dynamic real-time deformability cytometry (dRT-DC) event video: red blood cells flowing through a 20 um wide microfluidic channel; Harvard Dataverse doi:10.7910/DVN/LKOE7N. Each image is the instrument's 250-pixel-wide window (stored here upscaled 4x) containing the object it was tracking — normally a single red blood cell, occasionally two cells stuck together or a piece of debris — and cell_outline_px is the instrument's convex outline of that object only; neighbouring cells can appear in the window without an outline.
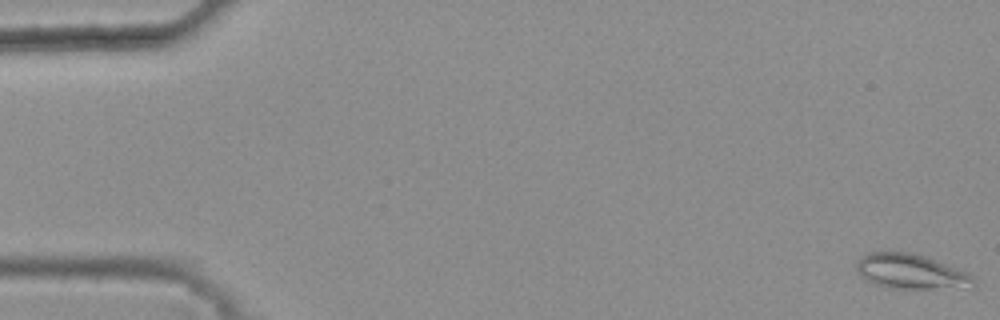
{"species": "common noctule bat (a hibernating species)", "species_latin": "Nyctalus noctula", "temperature_condition": "warm", "stored_images_in_passage": 46, "camera_frame_rate_fps": 3000, "um_per_image_px": 0.085, "animal": {"sex": "female", "body_mass_g": 25.1}, "frame": {"image": 1, "passage_image": 1, "time_ms": 0.0, "image_size_px": [1000, 320], "cell_outline_px": [[976, 284], [972, 288], [884, 288], [868, 280], [856, 272], [856, 264], [868, 252], [908, 252], [924, 256], [968, 272], [972, 276]], "centroid_in_image_um": [77.45, 23.1], "position_along_channel_um": 7.5, "area_um2": 23.64}}
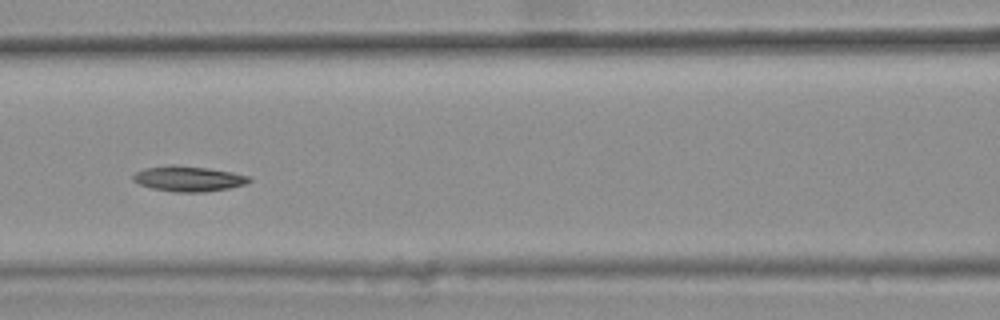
{"frame": {"image": 2, "passage_image": 24, "time_ms": 7.667, "image_size_px": [1000, 320], "cell_outline_px": [[252, 180], [244, 184], [228, 188], [204, 192], [176, 192], [152, 188], [140, 184], [132, 180], [132, 176], [136, 172], [144, 168], [168, 164], [176, 164], [208, 168], [232, 172], [248, 176]], "centroid_in_image_um": [15.98, 15.17], "position_along_channel_um": 150.6, "area_um2": 17.17}}
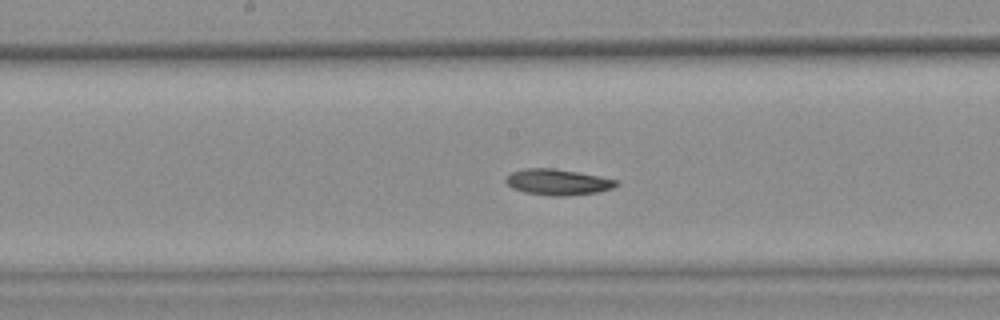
{"frame": {"image": 3, "passage_image": 28, "time_ms": 9.0, "image_size_px": [1000, 320], "cell_outline_px": [[620, 184], [612, 188], [596, 192], [564, 196], [548, 196], [524, 192], [512, 188], [504, 180], [512, 172], [524, 168], [552, 168], [600, 176], [620, 180]], "centroid_in_image_um": [47.42, 15.48], "position_along_channel_um": 200.8, "area_um2": 16.7}}